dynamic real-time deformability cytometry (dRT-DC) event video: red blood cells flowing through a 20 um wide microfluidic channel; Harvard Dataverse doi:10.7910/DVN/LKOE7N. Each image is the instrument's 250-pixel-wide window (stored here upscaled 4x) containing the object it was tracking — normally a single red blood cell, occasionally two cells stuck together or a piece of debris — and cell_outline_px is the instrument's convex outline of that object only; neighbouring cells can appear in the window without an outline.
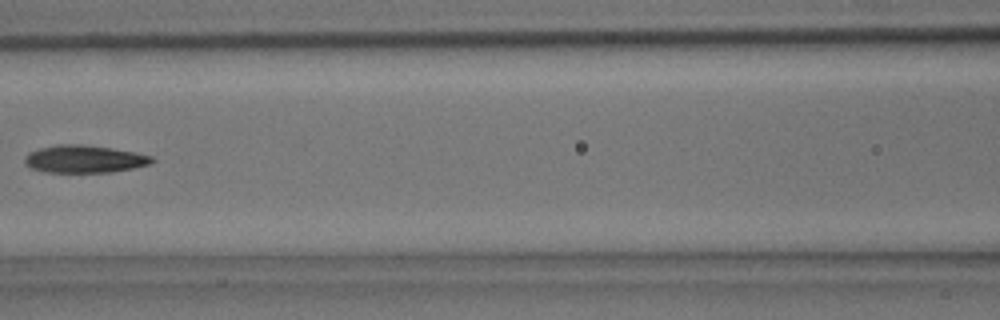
{"species": "common noctule bat (a hibernating species)", "species_latin": "Nyctalus noctula", "temperature_condition": "room temperature", "stored_images_in_passage": 7, "camera_frame_rate_fps": 3000, "um_per_image_px": 0.085, "animal": {"sex": "male", "body_mass_g": 15.6}, "frame": {"image": 1, "passage_image": 7, "time_ms": 2.0, "image_size_px": [1000, 320], "cell_outline_px": [[156, 160], [148, 164], [132, 168], [112, 172], [44, 172], [32, 168], [24, 164], [24, 156], [28, 152], [40, 148], [60, 144], [76, 144], [108, 148], [136, 152], [152, 156]], "centroid_in_image_um": [7.13, 13.52], "position_along_channel_um": 159.5, "area_um2": 20.29}}